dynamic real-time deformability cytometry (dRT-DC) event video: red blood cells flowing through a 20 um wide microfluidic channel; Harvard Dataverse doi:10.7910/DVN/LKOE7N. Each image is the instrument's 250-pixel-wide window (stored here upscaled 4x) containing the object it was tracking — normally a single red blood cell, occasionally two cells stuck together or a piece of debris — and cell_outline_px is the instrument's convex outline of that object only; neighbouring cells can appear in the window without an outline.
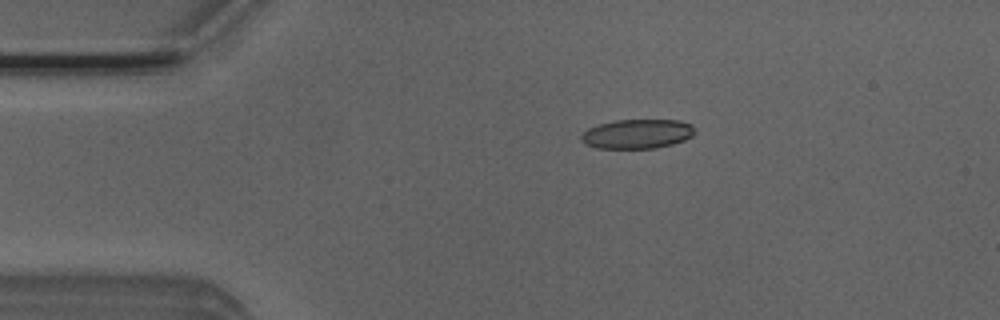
{"species": "Egyptian fruit bat (a non-hibernating species)", "species_latin": "Rousettus aegyptiacus", "temperature_condition": "room temperature", "stored_images_in_passage": 5, "camera_frame_rate_fps": 3000, "um_per_image_px": 0.085, "animal": {"sex": "male"}, "frame": {"image": 1, "passage_image": 3, "time_ms": 0.667, "image_size_px": [1000, 320], "cell_outline_px": [[696, 132], [692, 136], [684, 140], [672, 144], [656, 148], [596, 148], [584, 144], [580, 140], [580, 136], [588, 128], [600, 124], [616, 120], [680, 120], [692, 124]], "centroid_in_image_um": [54.17, 11.38], "position_along_channel_um": 30.8, "area_um2": 19.54}}